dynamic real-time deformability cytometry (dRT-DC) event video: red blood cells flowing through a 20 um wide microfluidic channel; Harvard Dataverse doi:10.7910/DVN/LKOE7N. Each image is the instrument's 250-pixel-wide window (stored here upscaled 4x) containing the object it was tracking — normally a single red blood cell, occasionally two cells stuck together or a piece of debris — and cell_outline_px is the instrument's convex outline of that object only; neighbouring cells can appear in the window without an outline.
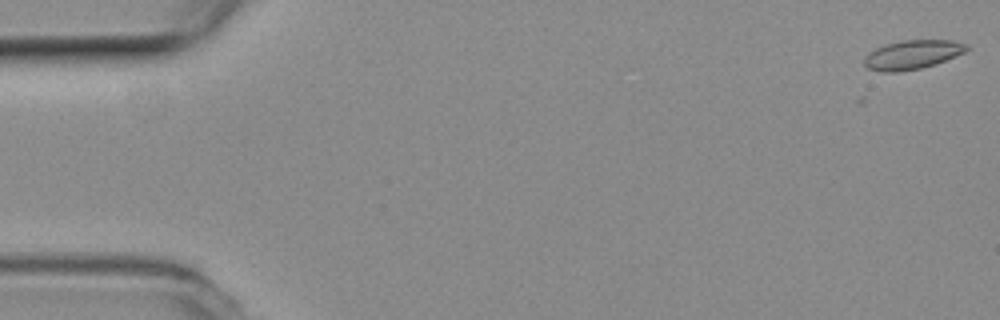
{"species": "common noctule bat (a hibernating species)", "species_latin": "Nyctalus noctula", "temperature_condition": "room temperature", "stored_images_in_passage": 4, "camera_frame_rate_fps": 3000, "um_per_image_px": 0.085, "animal": {"sex": "female", "body_mass_g": 19.3, "forearm_length_mm": 54.1}, "frame": {"image": 1, "passage_image": 1, "time_ms": 0.0, "image_size_px": [1000, 320], "cell_outline_px": [[968, 48], [964, 52], [936, 64], [920, 68], [896, 72], [880, 72], [868, 68], [864, 64], [864, 60], [868, 52], [876, 48], [900, 40], [952, 40], [968, 44]], "centroid_in_image_um": [77.54, 4.64], "position_along_channel_um": 7.5, "area_um2": 17.22}}